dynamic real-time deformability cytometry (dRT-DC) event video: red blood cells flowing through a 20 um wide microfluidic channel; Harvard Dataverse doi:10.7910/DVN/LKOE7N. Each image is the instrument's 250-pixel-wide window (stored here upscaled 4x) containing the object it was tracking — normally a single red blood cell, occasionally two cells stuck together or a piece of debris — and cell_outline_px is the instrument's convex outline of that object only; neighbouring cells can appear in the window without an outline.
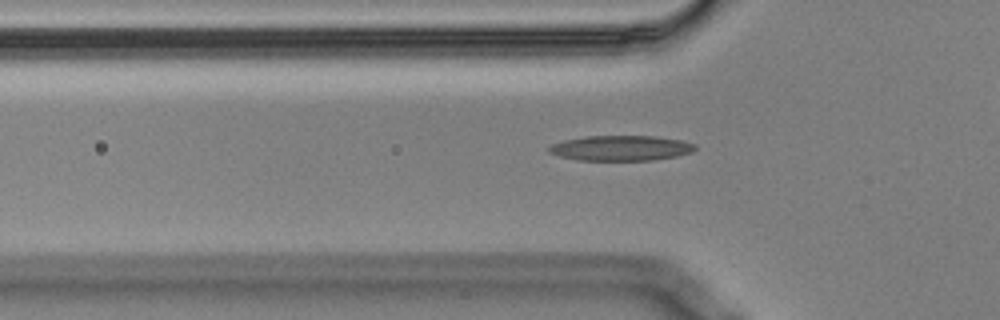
{"species": "Egyptian fruit bat (a non-hibernating species)", "species_latin": "Rousettus aegyptiacus", "temperature_condition": "cold", "stored_images_in_passage": 40, "camera_frame_rate_fps": 3000, "um_per_image_px": 0.085, "animal": {"sex": "male"}, "frame": {"image": 1, "passage_image": 8, "time_ms": 2.333, "image_size_px": [1000, 320], "cell_outline_px": [[696, 148], [692, 152], [676, 156], [652, 160], [580, 160], [560, 156], [548, 152], [548, 148], [552, 144], [564, 140], [588, 136], [652, 136], [680, 140], [696, 144]], "centroid_in_image_um": [52.78, 12.58], "position_along_channel_um": 73.0, "area_um2": 21.27}}
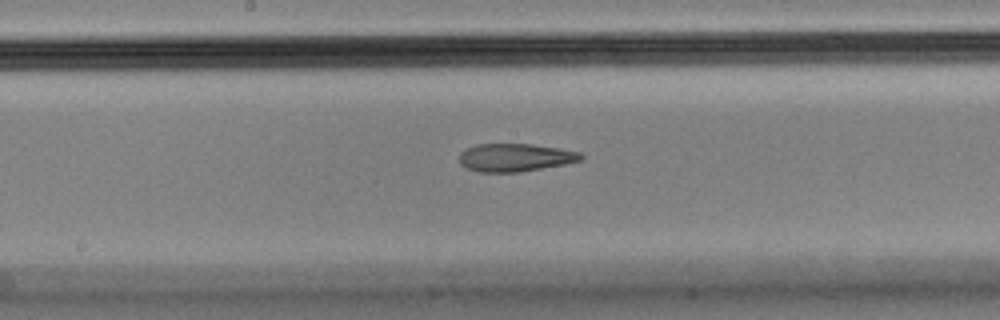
{"frame": {"image": 2, "passage_image": 19, "time_ms": 6.0, "image_size_px": [1000, 320], "cell_outline_px": [[584, 156], [580, 160], [564, 164], [520, 172], [480, 172], [468, 168], [460, 164], [460, 152], [476, 144], [532, 144], [560, 148], [580, 152]], "centroid_in_image_um": [43.79, 13.38], "position_along_channel_um": 204.4, "area_um2": 19.71}}
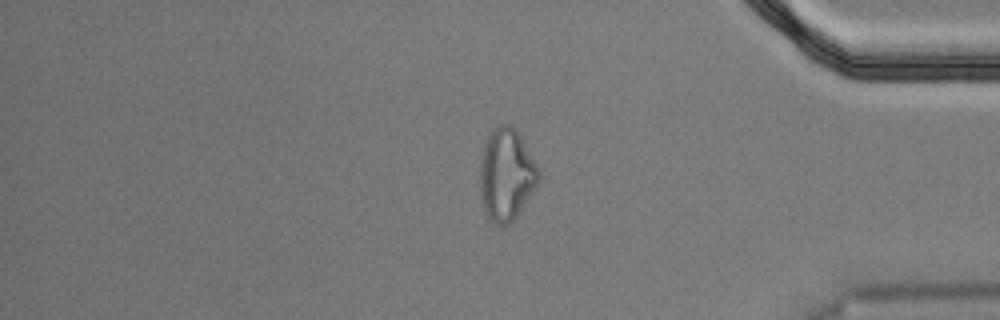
{"frame": {"image": 3, "passage_image": 37, "time_ms": 12.0, "image_size_px": [1000, 320], "cell_outline_px": [[540, 180], [516, 216], [508, 224], [496, 224], [488, 216], [484, 208], [480, 192], [480, 164], [484, 144], [492, 128], [500, 124], [508, 124], [520, 136], [536, 164], [540, 172]], "centroid_in_image_um": [43.03, 14.82], "position_along_channel_um": 392.2, "area_um2": 30.87}, "authors_computed_cell_mechanics": {"area_um2": 20.8369, "velocity_mm_per_s": 3.5463, "shape_relaxation_time_tau1_ms": null, "shape_relaxation_time_tau2_ms": 5.1775, "deformation_change_tau1": null, "deformation_change_tau2": 0.1569}}